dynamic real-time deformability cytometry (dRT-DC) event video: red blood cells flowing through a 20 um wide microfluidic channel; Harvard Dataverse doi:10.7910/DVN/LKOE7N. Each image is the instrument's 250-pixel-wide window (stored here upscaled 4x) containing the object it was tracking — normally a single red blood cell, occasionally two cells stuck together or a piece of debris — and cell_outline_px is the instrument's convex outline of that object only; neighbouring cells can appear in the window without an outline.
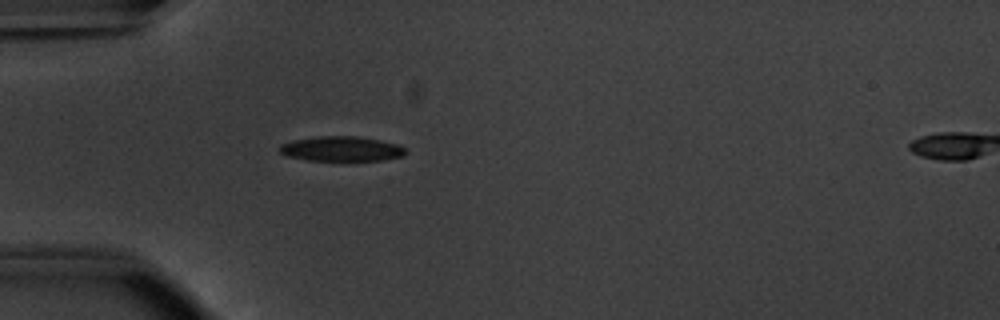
{"species": "common noctule bat (a hibernating species)", "species_latin": "Nyctalus noctula", "temperature_condition": "warm", "stored_images_in_passage": 34, "camera_frame_rate_fps": 3000, "um_per_image_px": 0.085, "animal": {"sex": "male", "body_mass_g": 20.1, "forearm_length_mm": 53.5}, "frame": {"image": 1, "passage_image": 1, "time_ms": 0.0, "image_size_px": [1000, 320], "cell_outline_px": [[408, 152], [404, 156], [380, 160], [308, 160], [284, 156], [280, 152], [280, 144], [292, 140], [320, 136], [356, 136], [380, 140], [400, 144]], "centroid_in_image_um": [29.03, 12.64], "position_along_channel_um": 56.0, "area_um2": 18.32}}
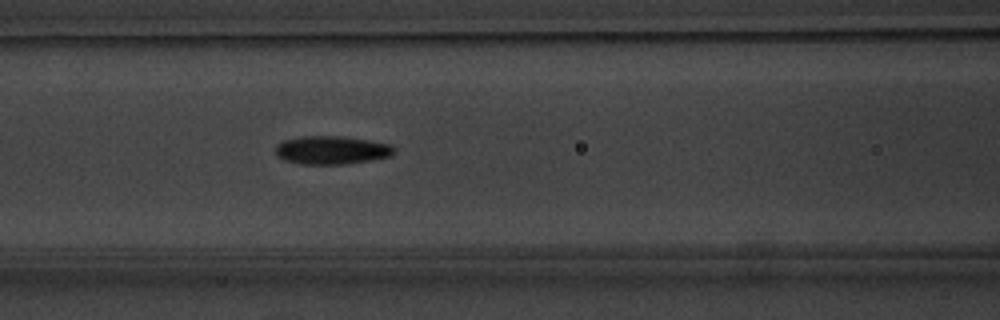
{"frame": {"image": 2, "passage_image": 8, "time_ms": 2.333, "image_size_px": [1000, 320], "cell_outline_px": [[396, 152], [388, 156], [372, 160], [344, 164], [300, 164], [284, 160], [276, 156], [276, 144], [284, 140], [300, 136], [340, 136], [388, 144], [396, 148]], "centroid_in_image_um": [28.14, 12.76], "position_along_channel_um": 138.5, "area_um2": 19.48}}
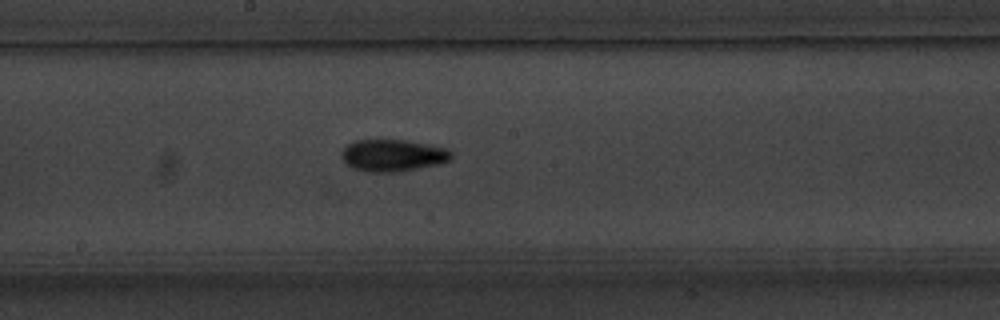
{"frame": {"image": 3, "passage_image": 14, "time_ms": 4.333, "image_size_px": [1000, 320], "cell_outline_px": [[452, 160], [436, 164], [400, 172], [368, 172], [352, 168], [344, 160], [340, 152], [352, 140], [404, 140], [428, 144], [444, 148], [452, 152]], "centroid_in_image_um": [33.37, 13.21], "position_along_channel_um": 214.8, "area_um2": 20.4}, "authors_computed_cell_mechanics": {"area_um2": 18.6983, "velocity_mm_per_s": 3.8233, "shape_relaxation_time_tau1_ms": 2.3634, "shape_relaxation_time_tau2_ms": 3.8008, "deformation_change_tau1": 0.1333, "deformation_change_tau2": 0.0947}}